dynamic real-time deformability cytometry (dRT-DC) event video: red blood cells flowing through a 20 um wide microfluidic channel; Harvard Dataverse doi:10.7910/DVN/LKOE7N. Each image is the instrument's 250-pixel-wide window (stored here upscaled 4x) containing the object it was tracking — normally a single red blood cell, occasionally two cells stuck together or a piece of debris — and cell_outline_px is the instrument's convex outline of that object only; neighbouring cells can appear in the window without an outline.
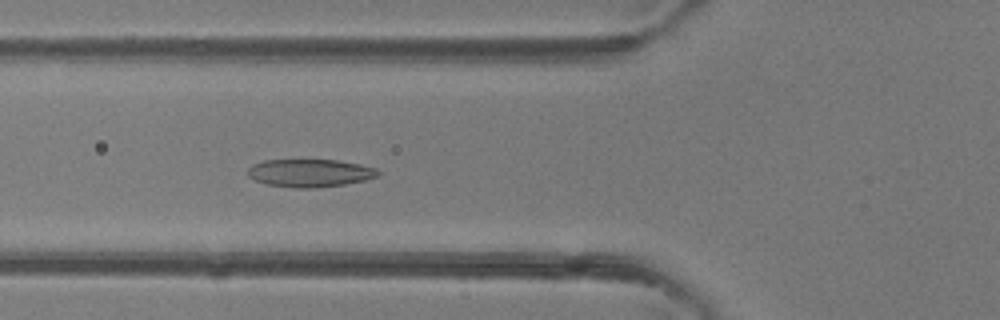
{"species": "common noctule bat (a hibernating species)", "species_latin": "Nyctalus noctula", "temperature_condition": "room temperature", "stored_images_in_passage": 42, "camera_frame_rate_fps": 3000, "um_per_image_px": 0.085, "animal": {"sex": "female"}, "frame": {"image": 1, "passage_image": 12, "time_ms": 3.667, "image_size_px": [1000, 320], "cell_outline_px": [[380, 176], [364, 180], [344, 184], [316, 188], [292, 188], [268, 184], [256, 180], [248, 176], [248, 168], [252, 164], [264, 160], [336, 160], [360, 164], [376, 168], [380, 172]], "centroid_in_image_um": [26.35, 14.7], "position_along_channel_um": 99.4, "area_um2": 21.15}}
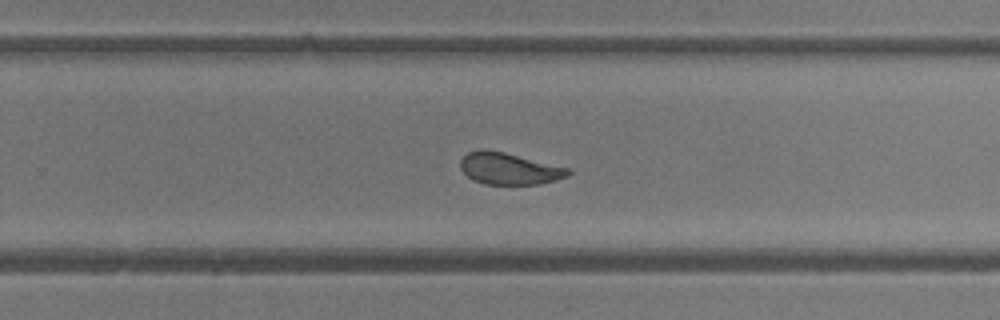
{"frame": {"image": 2, "passage_image": 25, "time_ms": 8.0, "image_size_px": [1000, 320], "cell_outline_px": [[572, 172], [568, 176], [556, 180], [540, 184], [484, 184], [472, 180], [460, 168], [460, 160], [468, 152], [480, 148], [484, 148], [504, 152], [568, 168]], "centroid_in_image_um": [43.25, 14.33], "position_along_channel_um": 286.6, "area_um2": 19.94}}
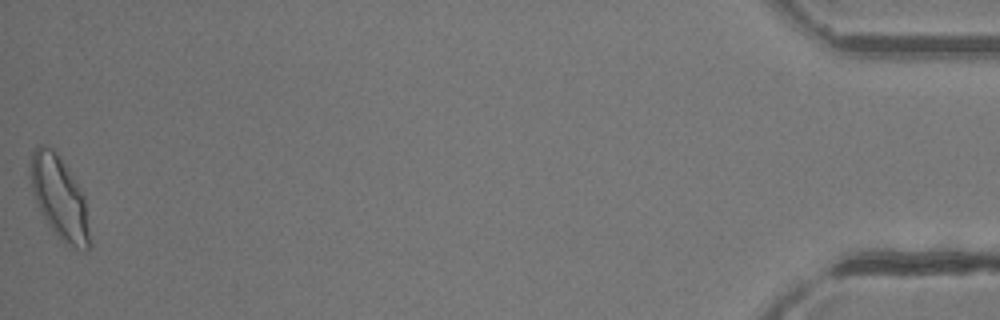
{"frame": {"image": 3, "passage_image": 42, "time_ms": 13.667, "image_size_px": [1000, 320], "cell_outline_px": [[92, 244], [88, 252], [84, 252], [64, 244], [56, 236], [48, 224], [32, 192], [28, 172], [32, 152], [36, 144], [44, 144], [52, 148], [56, 152], [68, 168], [84, 196]], "centroid_in_image_um": [5.06, 16.84], "position_along_channel_um": 430.1, "area_um2": 29.07}, "authors_computed_cell_mechanics": {"area_um2": 21.7906, "velocity_mm_per_s": 4.3147, "shape_relaxation_time_tau1_ms": null, "shape_relaxation_time_tau2_ms": 1.6379, "deformation_change_tau1": null, "deformation_change_tau2": 0.0717}}